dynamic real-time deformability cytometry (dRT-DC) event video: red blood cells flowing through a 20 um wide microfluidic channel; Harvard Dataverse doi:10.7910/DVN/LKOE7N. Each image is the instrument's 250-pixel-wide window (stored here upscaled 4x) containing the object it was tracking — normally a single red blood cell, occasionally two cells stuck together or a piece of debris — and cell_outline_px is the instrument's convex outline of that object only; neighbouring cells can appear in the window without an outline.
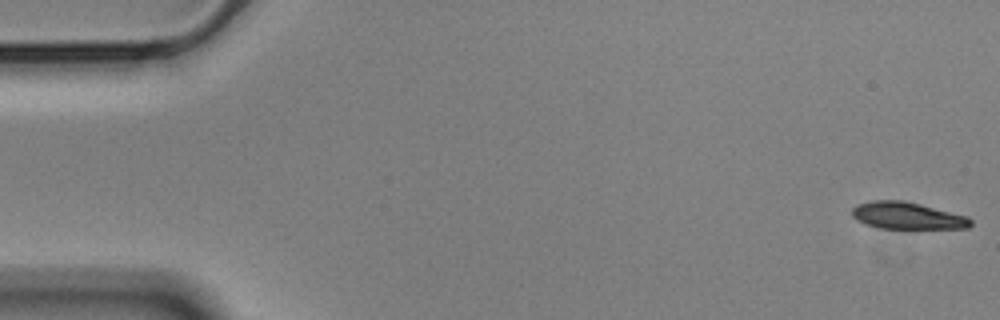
{"species": "Egyptian fruit bat (a non-hibernating species)", "species_latin": "Rousettus aegyptiacus", "temperature_condition": "cold", "stored_images_in_passage": 57, "camera_frame_rate_fps": 3000, "um_per_image_px": 0.085, "animal": {"sex": "male"}, "frame": {"image": 1, "passage_image": 1, "time_ms": 0.0, "image_size_px": [1000, 320], "cell_outline_px": [[972, 224], [968, 228], [880, 228], [868, 224], [852, 216], [852, 208], [856, 204], [872, 200], [904, 200], [968, 216], [972, 220]], "centroid_in_image_um": [77.14, 18.32], "position_along_channel_um": 7.9, "area_um2": 18.5}}
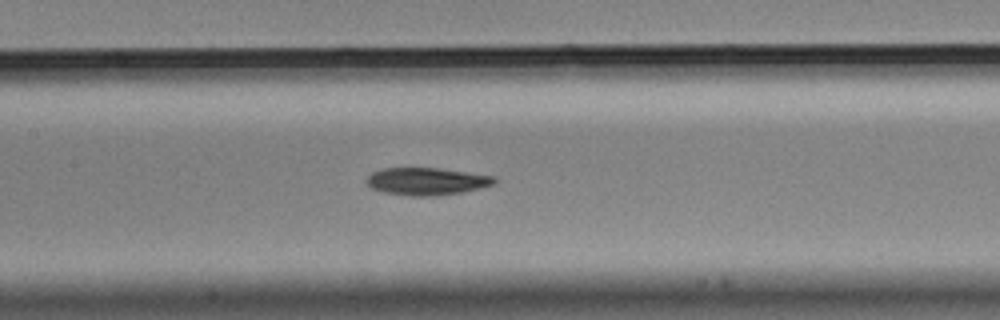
{"frame": {"image": 2, "passage_image": 26, "time_ms": 8.333, "image_size_px": [1000, 320], "cell_outline_px": [[496, 184], [464, 192], [440, 196], [408, 196], [384, 192], [372, 188], [364, 180], [372, 172], [384, 168], [440, 168], [496, 176]], "centroid_in_image_um": [36.3, 15.42], "position_along_channel_um": 171.1, "area_um2": 20.69}}
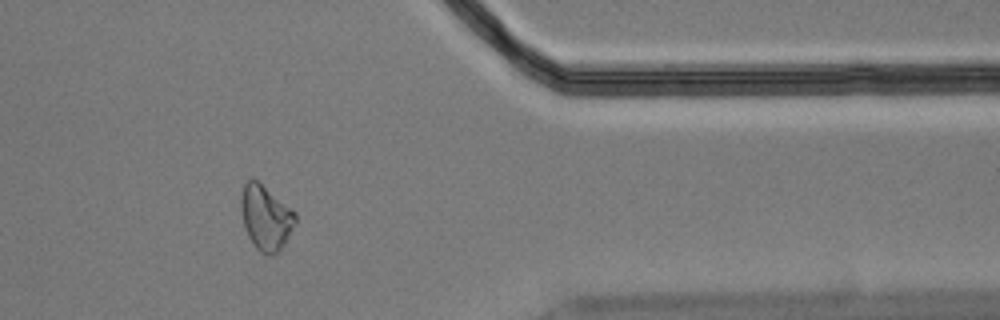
{"frame": {"image": 3, "passage_image": 46, "time_ms": 15.0, "image_size_px": [1000, 320], "cell_outline_px": [[296, 220], [284, 244], [272, 256], [260, 252], [256, 248], [248, 236], [244, 228], [240, 208], [240, 200], [244, 184], [248, 180], [256, 180], [292, 208], [296, 212]], "centroid_in_image_um": [22.57, 18.5], "position_along_channel_um": 388.8, "area_um2": 20.29}, "authors_computed_cell_mechanics": {"area_um2": 20.2878, "velocity_mm_per_s": 3.5552, "shape_relaxation_time_tau1_ms": 3.6818, "shape_relaxation_time_tau2_ms": null, "deformation_change_tau1": 0.1193, "deformation_change_tau2": null}}